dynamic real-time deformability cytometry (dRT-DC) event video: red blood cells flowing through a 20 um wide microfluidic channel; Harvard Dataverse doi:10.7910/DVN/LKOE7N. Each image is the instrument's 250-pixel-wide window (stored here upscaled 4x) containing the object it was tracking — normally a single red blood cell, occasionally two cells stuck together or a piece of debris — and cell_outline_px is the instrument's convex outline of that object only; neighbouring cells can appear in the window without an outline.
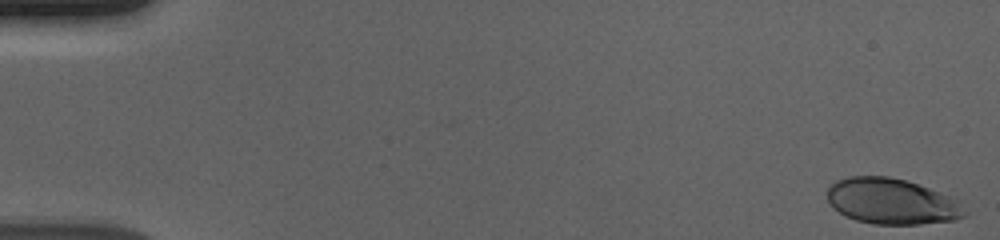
{"species": "human", "species_latin": "Homo sapiens", "temperature_condition": "cold", "stored_images_in_passage": 51, "camera_frame_rate_fps": 3000, "um_per_image_px": 0.085, "donor": {"sex": "male"}, "frame": {"image": 1, "passage_image": 1, "time_ms": 0.0, "image_size_px": [1000, 240], "cell_outline_px": [[968, 212], [964, 216], [956, 220], [920, 224], [872, 224], [856, 220], [840, 212], [828, 200], [828, 188], [836, 180], [848, 176], [888, 176], [904, 180], [928, 188], [948, 196], [956, 200]], "centroid_in_image_um": [75.8, 17.12], "position_along_channel_um": 9.2, "area_um2": 36.24}}
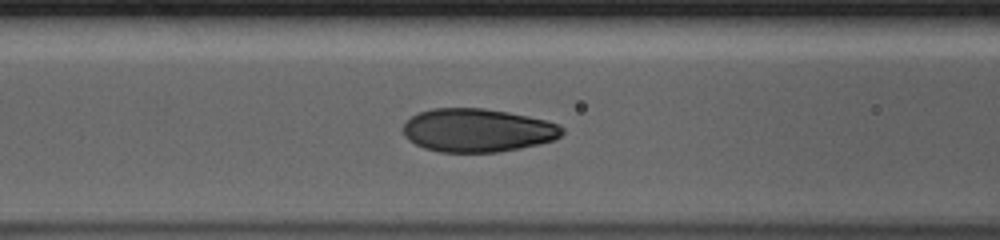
{"frame": {"image": 2, "passage_image": 24, "time_ms": 7.667, "image_size_px": [1000, 240], "cell_outline_px": [[564, 132], [560, 136], [552, 140], [540, 144], [520, 148], [496, 152], [440, 152], [424, 148], [408, 140], [404, 136], [404, 124], [416, 112], [432, 108], [484, 108], [508, 112], [528, 116], [560, 124], [564, 128]], "centroid_in_image_um": [40.58, 11.07], "position_along_channel_um": 126.0, "area_um2": 40.29}}
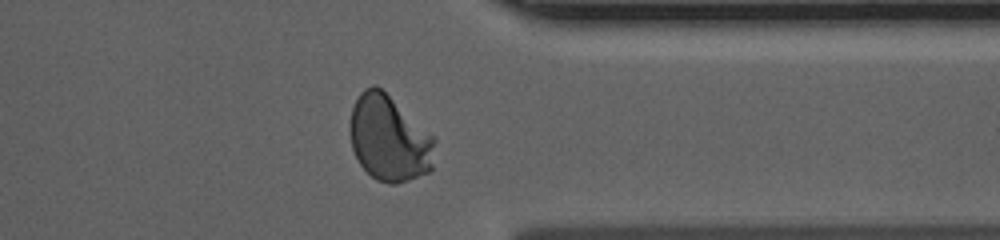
{"frame": {"image": 3, "passage_image": 45, "time_ms": 14.667, "image_size_px": [1000, 240], "cell_outline_px": [[436, 140], [432, 168], [428, 172], [408, 180], [396, 184], [388, 184], [376, 180], [360, 164], [352, 148], [348, 128], [352, 108], [360, 92], [364, 88], [372, 84], [376, 84], [432, 136]], "centroid_in_image_um": [33.04, 11.78], "position_along_channel_um": 378.4, "area_um2": 42.19}, "authors_computed_cell_mechanics": {"area_um2": 40.2288, "velocity_mm_per_s": 3.6657, "shape_relaxation_time_tau1_ms": 4.3447, "shape_relaxation_time_tau2_ms": null, "deformation_change_tau1": 0.1887, "deformation_change_tau2": null}}